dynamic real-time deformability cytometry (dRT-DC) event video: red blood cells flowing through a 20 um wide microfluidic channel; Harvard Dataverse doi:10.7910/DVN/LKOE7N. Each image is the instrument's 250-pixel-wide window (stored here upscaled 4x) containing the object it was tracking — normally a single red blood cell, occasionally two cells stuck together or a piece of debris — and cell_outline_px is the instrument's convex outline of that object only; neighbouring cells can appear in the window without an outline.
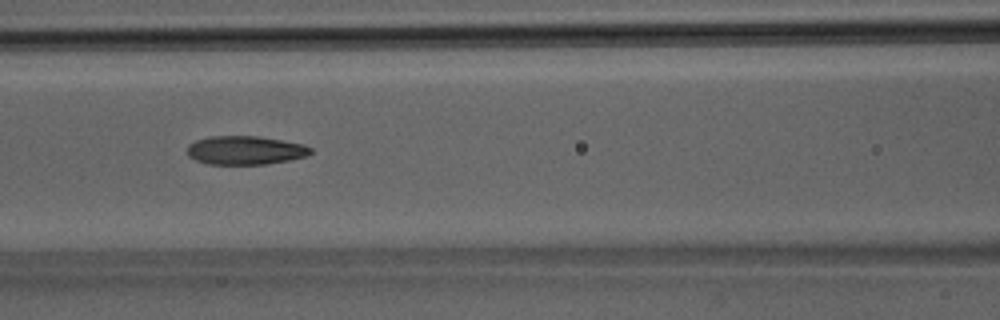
{"species": "Egyptian fruit bat (a non-hibernating species)", "species_latin": "Rousettus aegyptiacus", "temperature_condition": "room temperature", "stored_images_in_passage": 40, "camera_frame_rate_fps": 3000, "um_per_image_px": 0.085, "animal": {"sex": "male"}, "frame": {"image": 1, "passage_image": 18, "time_ms": 5.667, "image_size_px": [1000, 320], "cell_outline_px": [[312, 152], [308, 156], [288, 160], [264, 164], [208, 164], [196, 160], [188, 156], [188, 144], [196, 140], [208, 136], [260, 136], [304, 144], [312, 148]], "centroid_in_image_um": [20.85, 12.76], "position_along_channel_um": 145.7, "area_um2": 20.69}}
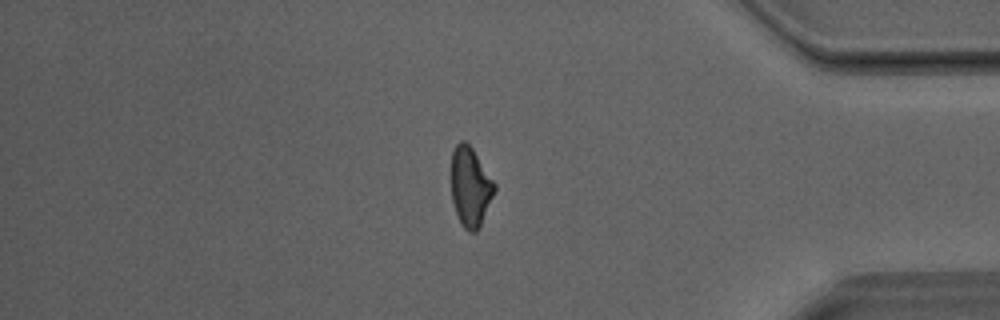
{"frame": {"image": 2, "passage_image": 34, "time_ms": 11.0, "image_size_px": [1000, 320], "cell_outline_px": [[496, 188], [480, 224], [476, 232], [468, 232], [460, 224], [452, 200], [452, 152], [456, 144], [460, 140], [464, 140], [472, 148], [496, 184]], "centroid_in_image_um": [39.97, 15.87], "position_along_channel_um": 395.2, "area_um2": 19.71}}
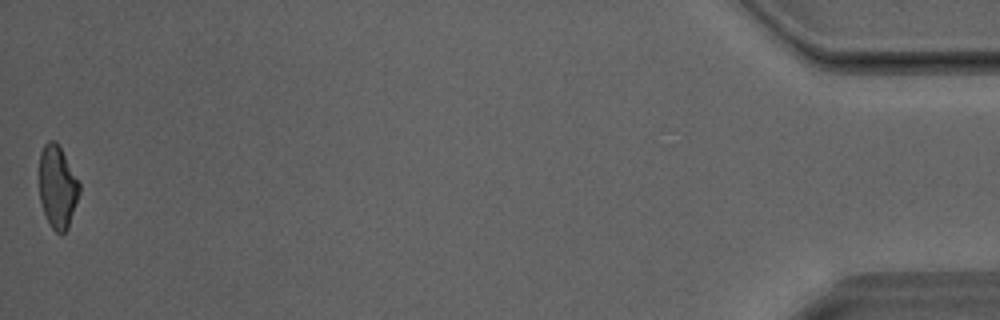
{"frame": {"image": 3, "passage_image": 40, "time_ms": 13.0, "image_size_px": [1000, 320], "cell_outline_px": [[80, 192], [68, 228], [60, 236], [48, 224], [40, 200], [40, 152], [44, 144], [48, 140], [56, 140], [80, 184]], "centroid_in_image_um": [4.88, 15.91], "position_along_channel_um": 430.3, "area_um2": 19.25}}